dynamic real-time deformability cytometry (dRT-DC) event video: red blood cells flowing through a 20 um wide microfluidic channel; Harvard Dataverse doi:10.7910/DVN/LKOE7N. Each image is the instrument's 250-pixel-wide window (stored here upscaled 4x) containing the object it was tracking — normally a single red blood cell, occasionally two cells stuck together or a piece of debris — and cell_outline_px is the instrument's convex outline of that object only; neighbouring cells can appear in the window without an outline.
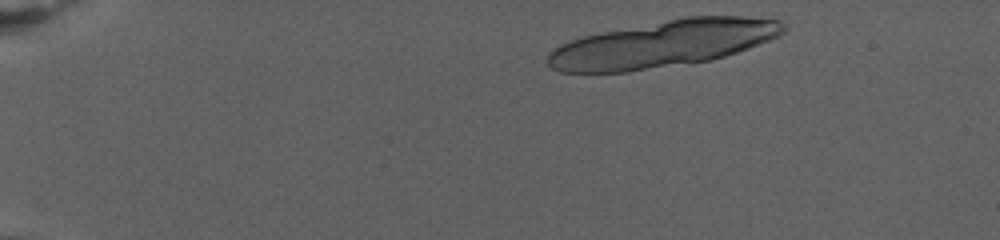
{"species": "human", "species_latin": "Homo sapiens", "temperature_condition": "warm", "stored_images_in_passage": 36, "camera_frame_rate_fps": 3000, "um_per_image_px": 0.085, "donor": {"sex": "female"}, "frame": {"image": 1, "passage_image": 4, "time_ms": 0.667, "image_size_px": [1000, 240], "cell_outline_px": [[788, 28], [780, 36], [748, 48], [712, 60], [628, 72], [560, 72], [552, 68], [544, 60], [548, 52], [560, 44], [584, 36], [604, 32], [688, 16], [744, 16], [780, 20]], "centroid_in_image_um": [56.37, 3.74], "position_along_channel_um": 28.6, "area_um2": 64.04}}
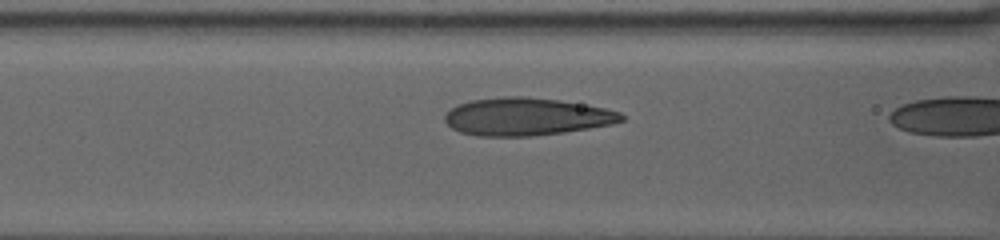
{"frame": {"image": 2, "passage_image": 35, "time_ms": 7.333, "image_size_px": [1000, 240], "cell_outline_px": [[624, 120], [612, 124], [564, 132], [532, 136], [476, 136], [460, 132], [452, 128], [444, 120], [444, 116], [452, 108], [460, 104], [472, 100], [508, 96], [524, 96], [556, 100], [604, 108], [620, 112], [624, 116]], "centroid_in_image_um": [44.73, 9.92], "position_along_channel_um": 121.9, "area_um2": 38.38}}